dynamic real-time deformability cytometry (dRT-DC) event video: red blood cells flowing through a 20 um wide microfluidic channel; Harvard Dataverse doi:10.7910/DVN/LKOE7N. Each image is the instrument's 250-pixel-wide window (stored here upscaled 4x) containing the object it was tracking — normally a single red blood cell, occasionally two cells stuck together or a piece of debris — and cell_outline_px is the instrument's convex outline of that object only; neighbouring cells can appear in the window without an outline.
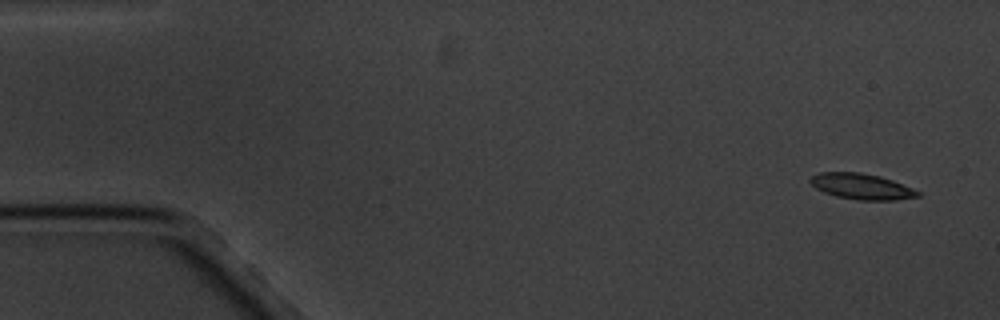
{"species": "common noctule bat (a hibernating species)", "species_latin": "Nyctalus noctula", "temperature_condition": "cold", "stored_images_in_passage": 5, "camera_frame_rate_fps": 3000, "um_per_image_px": 0.085, "animal": {"sex": "male", "body_mass_g": 20.1, "forearm_length_mm": 53.5}, "frame": {"image": 1, "passage_image": 1, "time_ms": 0.0, "image_size_px": [1000, 320], "cell_outline_px": [[920, 196], [896, 200], [860, 200], [836, 196], [824, 192], [816, 188], [808, 180], [812, 176], [820, 172], [860, 172], [880, 176], [892, 180], [912, 188], [920, 192]], "centroid_in_image_um": [73.23, 15.84], "position_along_channel_um": 11.8, "area_um2": 16.07}}
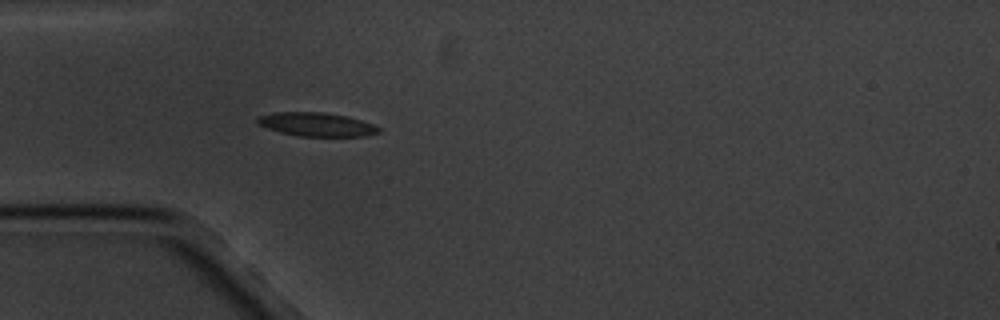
{"frame": {"image": 2, "passage_image": 5, "time_ms": 4.667, "image_size_px": [1000, 320], "cell_outline_px": [[380, 132], [364, 136], [300, 136], [280, 132], [256, 124], [256, 116], [276, 112], [324, 112], [344, 116], [360, 120], [372, 124], [380, 128]], "centroid_in_image_um": [26.85, 10.57], "position_along_channel_um": 58.1, "area_um2": 16.65}}